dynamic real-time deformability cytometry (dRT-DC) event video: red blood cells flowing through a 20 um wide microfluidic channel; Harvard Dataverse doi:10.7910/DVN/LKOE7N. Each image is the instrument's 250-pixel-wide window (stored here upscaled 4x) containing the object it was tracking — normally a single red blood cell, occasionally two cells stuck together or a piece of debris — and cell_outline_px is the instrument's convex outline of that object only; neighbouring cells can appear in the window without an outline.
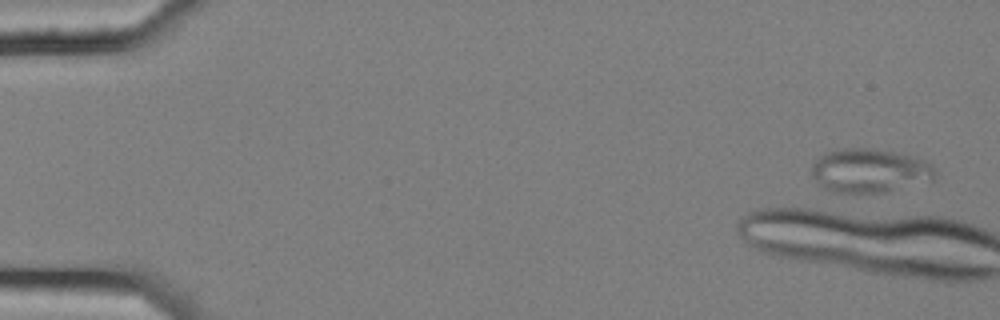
{"species": "common noctule bat (a hibernating species)", "species_latin": "Nyctalus noctula", "temperature_condition": "cold", "stored_images_in_passage": 7, "camera_frame_rate_fps": 3000, "um_per_image_px": 0.085, "animal": {"sex": "female", "body_mass_g": 25.1}, "frame": {"image": 1, "passage_image": 1, "time_ms": 0.0, "image_size_px": [1000, 320], "cell_outline_px": [[936, 180], [888, 192], [832, 192], [816, 184], [812, 176], [812, 164], [824, 152], [836, 148], [872, 148], [912, 156], [924, 160], [932, 164], [936, 172]], "centroid_in_image_um": [73.92, 14.51], "position_along_channel_um": 11.1, "area_um2": 32.08}}